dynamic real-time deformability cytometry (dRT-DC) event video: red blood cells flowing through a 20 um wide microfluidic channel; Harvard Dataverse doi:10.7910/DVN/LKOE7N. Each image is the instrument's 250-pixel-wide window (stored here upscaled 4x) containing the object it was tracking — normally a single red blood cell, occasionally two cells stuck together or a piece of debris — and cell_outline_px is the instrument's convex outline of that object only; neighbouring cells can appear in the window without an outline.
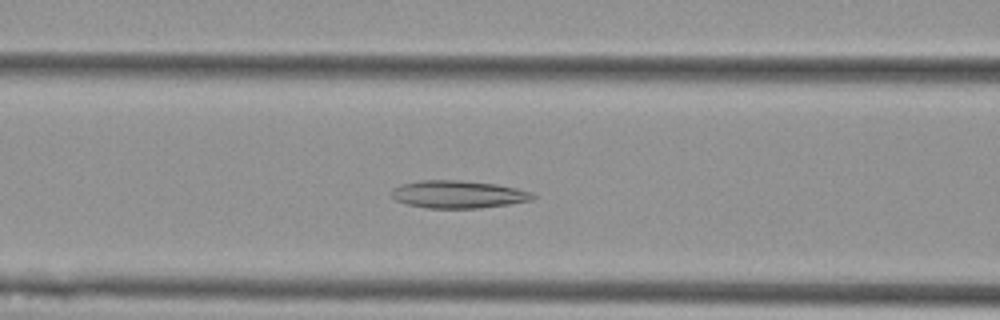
{"species": "Egyptian fruit bat (a non-hibernating species)", "species_latin": "Rousettus aegyptiacus", "temperature_condition": "cold", "stored_images_in_passage": 54, "camera_frame_rate_fps": 3000, "um_per_image_px": 0.085, "animal": {"sex": "female"}, "frame": {"image": 1, "passage_image": 21, "time_ms": 6.667, "image_size_px": [1000, 320], "cell_outline_px": [[536, 196], [532, 200], [508, 204], [480, 208], [428, 208], [404, 204], [396, 200], [392, 196], [392, 192], [396, 188], [404, 184], [420, 180], [460, 180], [496, 184], [516, 188], [532, 192]], "centroid_in_image_um": [38.97, 16.52], "position_along_channel_um": 127.6, "area_um2": 22.6}}
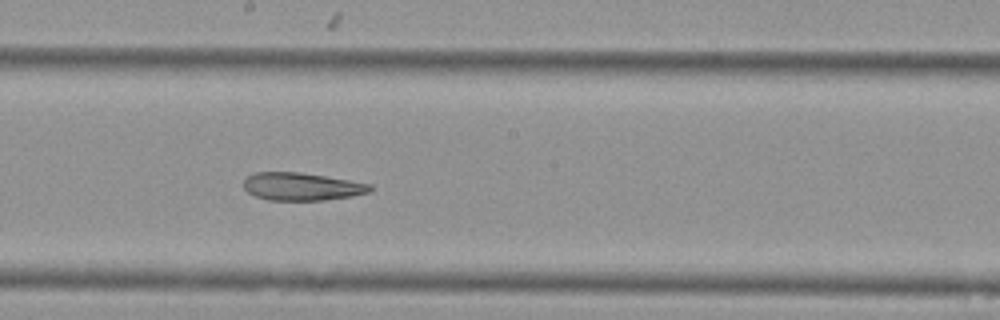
{"frame": {"image": 2, "passage_image": 29, "time_ms": 9.333, "image_size_px": [1000, 320], "cell_outline_px": [[372, 188], [368, 192], [352, 196], [324, 200], [268, 200], [256, 196], [248, 192], [244, 188], [244, 180], [248, 176], [256, 172], [300, 172], [372, 184]], "centroid_in_image_um": [25.63, 15.86], "position_along_channel_um": 222.6, "area_um2": 20.29}}
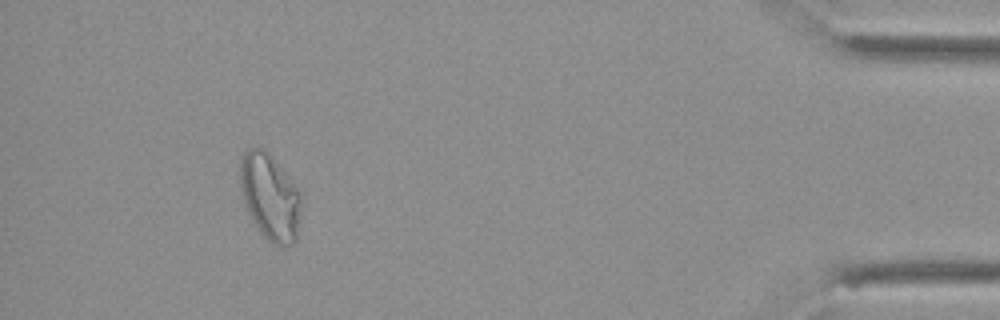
{"frame": {"image": 3, "passage_image": 50, "time_ms": 16.333, "image_size_px": [1000, 320], "cell_outline_px": [[304, 200], [296, 240], [288, 248], [284, 248], [268, 240], [256, 228], [248, 212], [244, 200], [240, 184], [240, 160], [244, 152], [248, 148], [260, 148], [268, 152], [292, 180], [300, 192]], "centroid_in_image_um": [22.99, 16.77], "position_along_channel_um": 412.2, "area_um2": 31.15}, "authors_computed_cell_mechanics": {"area_um2": 26.8481, "velocity_mm_per_s": 3.5809, "shape_relaxation_time_tau1_ms": null, "shape_relaxation_time_tau2_ms": 6.6959, "deformation_change_tau1": null, "deformation_change_tau2": 0.1585}}